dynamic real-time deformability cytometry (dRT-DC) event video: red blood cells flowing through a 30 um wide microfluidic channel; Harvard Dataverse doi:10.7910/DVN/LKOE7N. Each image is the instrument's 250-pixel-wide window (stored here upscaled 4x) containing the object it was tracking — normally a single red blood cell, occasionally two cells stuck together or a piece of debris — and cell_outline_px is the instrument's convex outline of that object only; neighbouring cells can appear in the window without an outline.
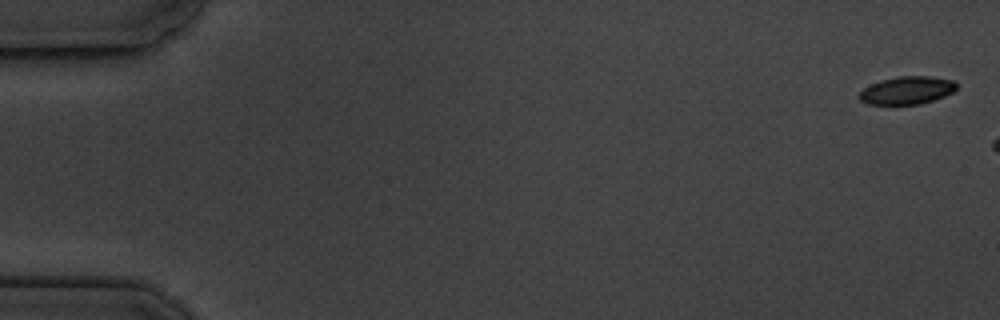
{"species": "common noctule bat (a hibernating species)", "species_latin": "Nyctalus noctula", "temperature_condition": "cold", "stored_images_in_passage": 3, "camera_frame_rate_fps": 3000, "um_per_image_px": 0.085, "animal": {"sex": "male", "body_mass_g": 19.5, "forearm_length_mm": 54.6}, "frame": {"image": 1, "passage_image": 1, "time_ms": 0.0, "image_size_px": [1000, 320], "cell_outline_px": [[956, 88], [952, 92], [944, 96], [920, 104], [868, 104], [860, 100], [856, 96], [864, 88], [880, 80], [896, 76], [928, 76], [952, 80], [956, 84]], "centroid_in_image_um": [77.05, 7.67], "position_along_channel_um": 7.9, "area_um2": 15.66}}